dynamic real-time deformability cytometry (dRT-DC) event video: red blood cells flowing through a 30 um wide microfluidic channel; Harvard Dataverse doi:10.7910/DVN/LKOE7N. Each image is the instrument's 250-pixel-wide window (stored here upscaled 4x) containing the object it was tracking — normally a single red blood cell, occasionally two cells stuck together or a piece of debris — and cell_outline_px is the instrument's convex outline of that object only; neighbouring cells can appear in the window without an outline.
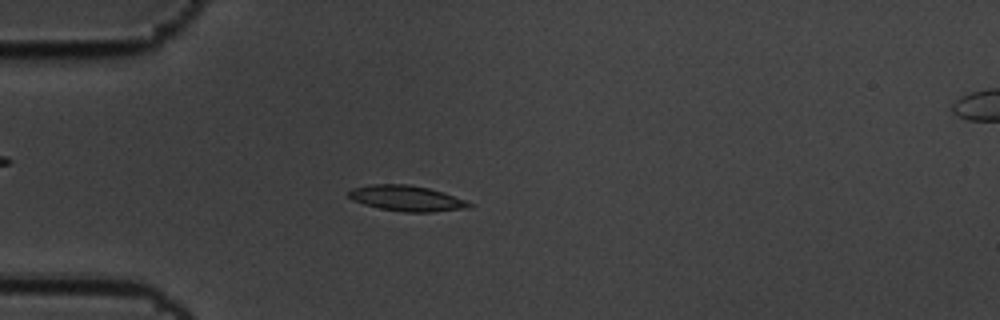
{"species": "common noctule bat (a hibernating species)", "species_latin": "Nyctalus noctula", "temperature_condition": "cold", "stored_images_in_passage": 58, "camera_frame_rate_fps": 3000, "um_per_image_px": 0.085, "animal": {"sex": "male", "body_mass_g": 19.5, "forearm_length_mm": 54.6}, "frame": {"image": 1, "passage_image": 16, "time_ms": 5.0, "image_size_px": [1000, 320], "cell_outline_px": [[476, 204], [468, 208], [432, 212], [404, 212], [380, 208], [364, 204], [352, 200], [348, 196], [348, 192], [352, 188], [372, 184], [408, 184], [428, 188], [444, 192]], "centroid_in_image_um": [34.59, 16.85], "position_along_channel_um": 50.4, "area_um2": 18.03}}
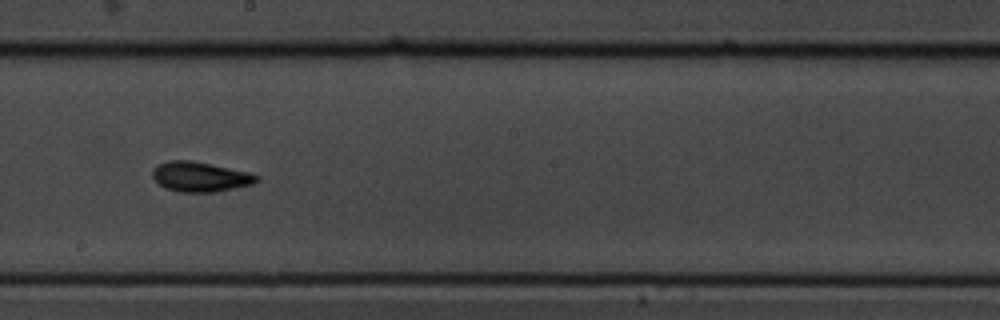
{"frame": {"image": 2, "passage_image": 33, "time_ms": 10.667, "image_size_px": [1000, 320], "cell_outline_px": [[260, 180], [252, 184], [216, 192], [180, 192], [164, 188], [152, 176], [152, 168], [168, 160], [192, 160], [248, 172], [260, 176]], "centroid_in_image_um": [17.01, 15.02], "position_along_channel_um": 231.2, "area_um2": 18.15}}
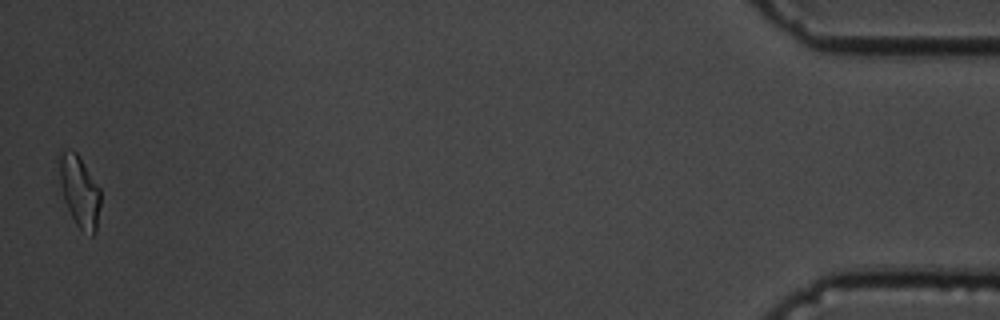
{"frame": {"image": 3, "passage_image": 58, "time_ms": 19.0, "image_size_px": [1000, 320], "cell_outline_px": [[100, 204], [96, 232], [92, 236], [80, 228], [76, 224], [64, 200], [60, 184], [56, 160], [56, 152], [76, 152], [100, 188]], "centroid_in_image_um": [6.72, 16.23], "position_along_channel_um": 428.5, "area_um2": 17.17}, "authors_computed_cell_mechanics": {"area_um2": 17.051, "velocity_mm_per_s": 3.4149, "shape_relaxation_time_tau1_ms": 2.6958, "shape_relaxation_time_tau2_ms": 3.4502, "deformation_change_tau1": 0.1084, "deformation_change_tau2": 0.0979}}